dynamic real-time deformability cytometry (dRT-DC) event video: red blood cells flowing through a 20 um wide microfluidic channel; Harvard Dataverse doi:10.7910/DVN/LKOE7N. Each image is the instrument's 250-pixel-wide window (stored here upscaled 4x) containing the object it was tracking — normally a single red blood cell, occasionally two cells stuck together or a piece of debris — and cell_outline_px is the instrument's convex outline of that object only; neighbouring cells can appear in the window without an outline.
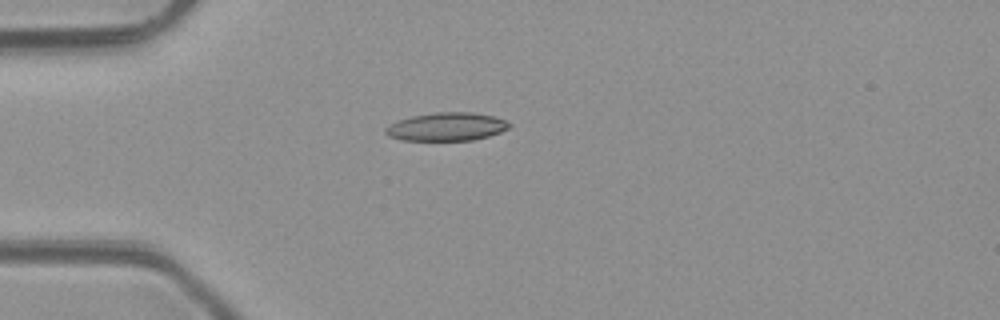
{"species": "common noctule bat (a hibernating species)", "species_latin": "Nyctalus noctula", "temperature_condition": "room temperature", "stored_images_in_passage": 3, "camera_frame_rate_fps": 3000, "um_per_image_px": 0.085, "animal": {"sex": "male", "body_mass_g": 23.1, "forearm_length_mm": 52.7}, "frame": {"image": 1, "passage_image": 2, "time_ms": 1.333, "image_size_px": [1000, 320], "cell_outline_px": [[512, 124], [508, 128], [500, 132], [488, 136], [472, 140], [400, 140], [388, 136], [384, 132], [384, 128], [400, 120], [412, 116], [436, 112], [472, 112], [492, 116], [504, 120]], "centroid_in_image_um": [37.95, 10.77], "position_along_channel_um": 47.0, "area_um2": 20.17}}